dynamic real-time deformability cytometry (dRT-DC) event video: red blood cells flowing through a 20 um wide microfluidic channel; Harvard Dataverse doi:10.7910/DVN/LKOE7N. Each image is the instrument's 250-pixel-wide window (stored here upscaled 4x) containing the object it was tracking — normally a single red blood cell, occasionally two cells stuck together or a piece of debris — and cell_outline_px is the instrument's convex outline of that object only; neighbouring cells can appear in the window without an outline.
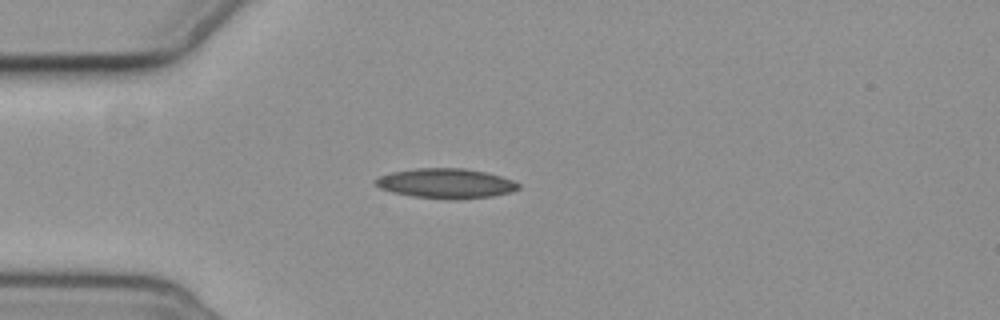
{"species": "common noctule bat (a hibernating species)", "species_latin": "Nyctalus noctula", "temperature_condition": "cold", "stored_images_in_passage": 9, "camera_frame_rate_fps": 3000, "um_per_image_px": 0.085, "animal": {"sex": "female", "body_mass_g": 19.3, "forearm_length_mm": 54.1}, "frame": {"image": 1, "passage_image": 3, "time_ms": 4.333, "image_size_px": [1000, 320], "cell_outline_px": [[520, 188], [508, 192], [492, 196], [456, 200], [448, 200], [412, 196], [392, 192], [380, 188], [372, 180], [380, 176], [392, 172], [416, 168], [464, 168], [484, 172], [500, 176], [512, 180], [520, 184]], "centroid_in_image_um": [37.88, 15.59], "position_along_channel_um": 47.1, "area_um2": 24.85}}
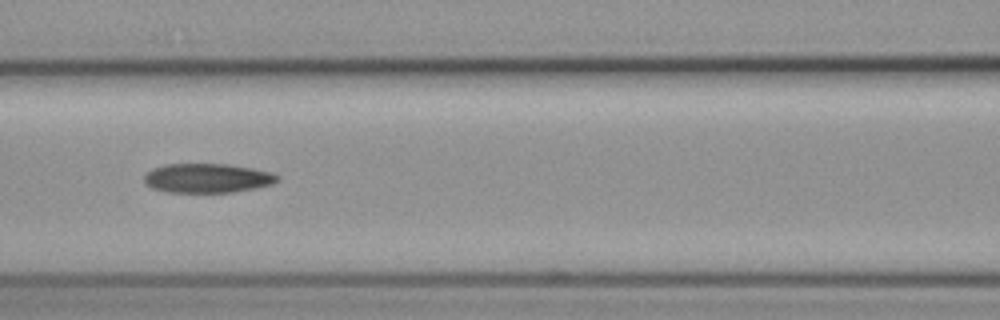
{"frame": {"image": 2, "passage_image": 6, "time_ms": 7.667, "image_size_px": [1000, 320], "cell_outline_px": [[280, 180], [272, 184], [256, 188], [232, 192], [168, 192], [152, 188], [144, 184], [144, 176], [152, 168], [164, 164], [228, 164], [252, 168], [272, 172], [280, 176]], "centroid_in_image_um": [17.63, 15.14], "position_along_channel_um": 149.0, "area_um2": 22.89}}
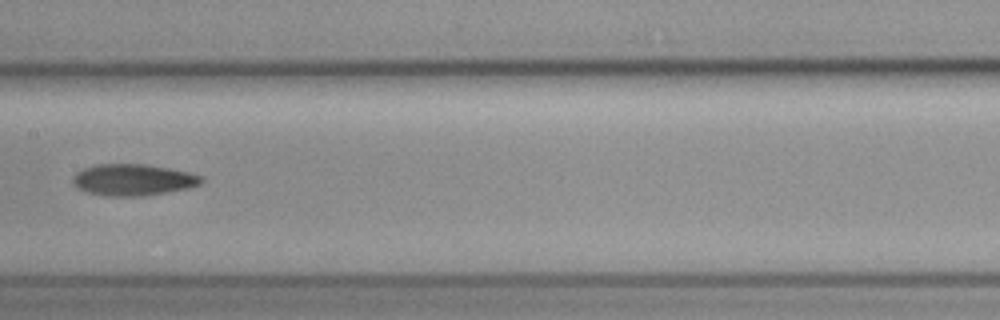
{"frame": {"image": 3, "passage_image": 7, "time_ms": 9.0, "image_size_px": [1000, 320], "cell_outline_px": [[204, 180], [200, 184], [188, 188], [144, 196], [104, 196], [88, 192], [76, 188], [72, 184], [72, 180], [76, 172], [84, 168], [96, 164], [144, 164], [168, 168], [188, 172], [204, 176]], "centroid_in_image_um": [11.3, 15.29], "position_along_channel_um": 196.1, "area_um2": 23.7}}